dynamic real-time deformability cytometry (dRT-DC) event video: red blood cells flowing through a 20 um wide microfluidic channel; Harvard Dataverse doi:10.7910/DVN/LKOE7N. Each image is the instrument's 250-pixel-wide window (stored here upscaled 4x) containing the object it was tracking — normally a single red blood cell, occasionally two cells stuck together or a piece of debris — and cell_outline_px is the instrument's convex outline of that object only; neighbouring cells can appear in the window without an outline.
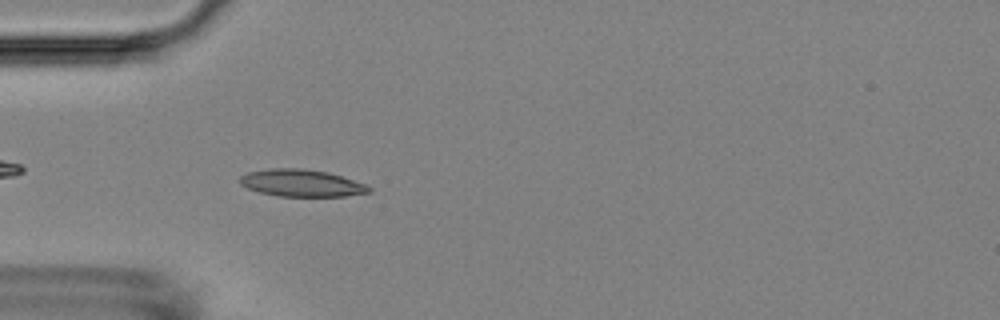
{"species": "Egyptian fruit bat (a non-hibernating species)", "species_latin": "Rousettus aegyptiacus", "temperature_condition": "room temperature", "stored_images_in_passage": 44, "camera_frame_rate_fps": 3000, "um_per_image_px": 0.085, "animal": {"sex": "female"}, "frame": {"image": 1, "passage_image": 5, "time_ms": 1.333, "image_size_px": [1000, 320], "cell_outline_px": [[372, 192], [344, 196], [276, 196], [260, 192], [248, 188], [240, 184], [240, 176], [248, 172], [268, 168], [304, 168], [328, 172], [368, 184], [372, 188]], "centroid_in_image_um": [25.66, 15.55], "position_along_channel_um": 59.3, "area_um2": 20.58}}
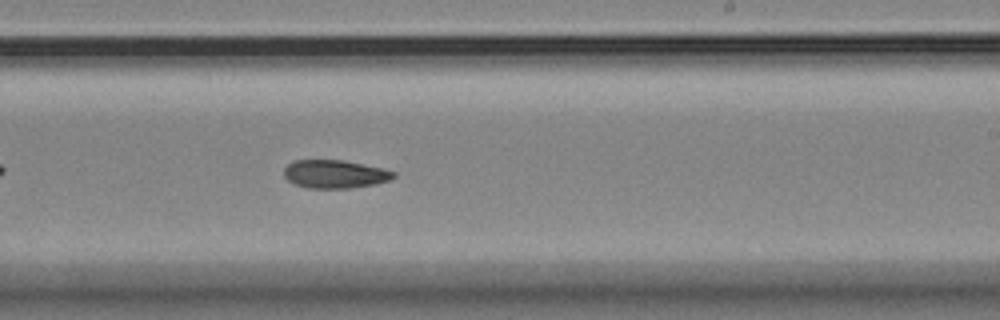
{"frame": {"image": 2, "passage_image": 22, "time_ms": 7.0, "image_size_px": [1000, 320], "cell_outline_px": [[396, 176], [388, 180], [376, 184], [348, 188], [308, 188], [296, 184], [288, 180], [284, 176], [284, 168], [292, 160], [344, 160], [384, 168], [396, 172]], "centroid_in_image_um": [28.47, 14.79], "position_along_channel_um": 260.5, "area_um2": 18.09}}
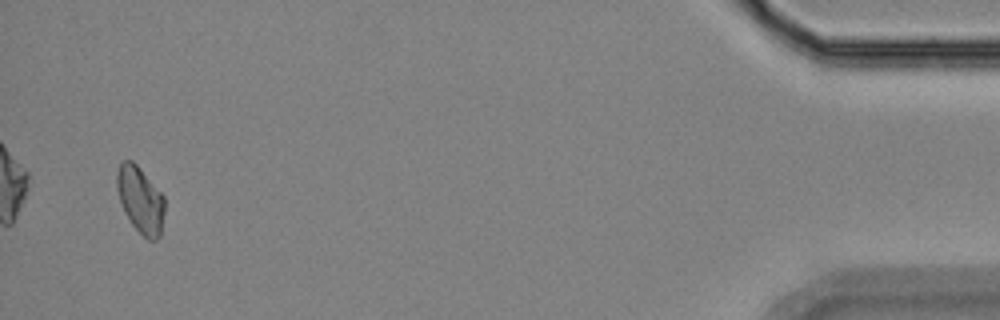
{"frame": {"image": 3, "passage_image": 42, "time_ms": 13.667, "image_size_px": [1000, 320], "cell_outline_px": [[164, 212], [160, 236], [156, 240], [148, 240], [132, 224], [124, 212], [116, 188], [116, 172], [120, 164], [124, 160], [132, 160], [140, 168], [164, 196]], "centroid_in_image_um": [11.92, 16.97], "position_along_channel_um": 423.3, "area_um2": 18.38}}